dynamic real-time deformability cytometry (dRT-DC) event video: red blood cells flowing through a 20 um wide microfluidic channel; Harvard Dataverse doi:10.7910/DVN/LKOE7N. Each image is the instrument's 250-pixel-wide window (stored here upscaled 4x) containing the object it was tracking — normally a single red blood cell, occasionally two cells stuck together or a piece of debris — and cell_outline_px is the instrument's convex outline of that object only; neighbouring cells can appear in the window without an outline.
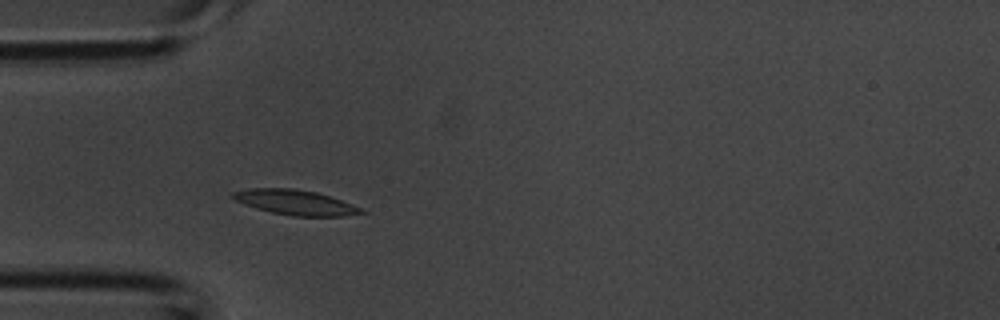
{"species": "common noctule bat (a hibernating species)", "species_latin": "Nyctalus noctula", "temperature_condition": "room temperature", "stored_images_in_passage": 38, "camera_frame_rate_fps": 3000, "um_per_image_px": 0.085, "animal": {"sex": "male", "body_mass_g": 20.1, "forearm_length_mm": 53.5}, "frame": {"image": 1, "passage_image": 8, "time_ms": 2.333, "image_size_px": [1000, 320], "cell_outline_px": [[368, 212], [344, 216], [292, 216], [272, 212], [256, 208], [244, 204], [228, 196], [232, 192], [248, 188], [292, 188], [316, 192], [364, 208]], "centroid_in_image_um": [25.1, 17.2], "position_along_channel_um": 59.9, "area_um2": 18.73}}
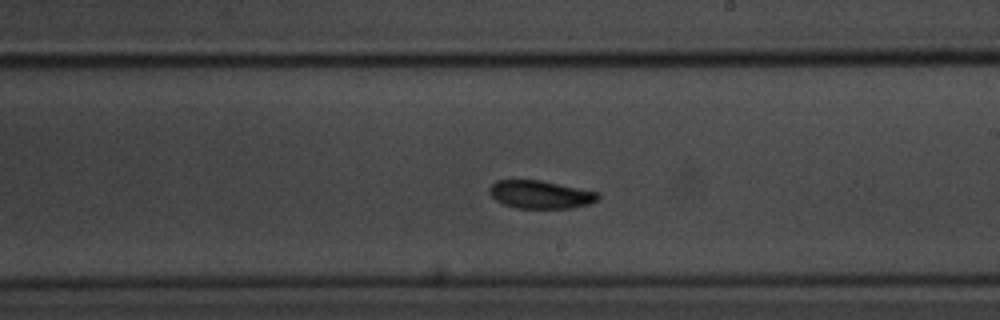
{"frame": {"image": 2, "passage_image": 20, "time_ms": 6.333, "image_size_px": [1000, 320], "cell_outline_px": [[600, 200], [588, 204], [572, 208], [516, 208], [504, 204], [496, 200], [488, 192], [488, 188], [496, 180], [540, 180], [600, 192]], "centroid_in_image_um": [45.96, 16.53], "position_along_channel_um": 243.0, "area_um2": 17.86}}
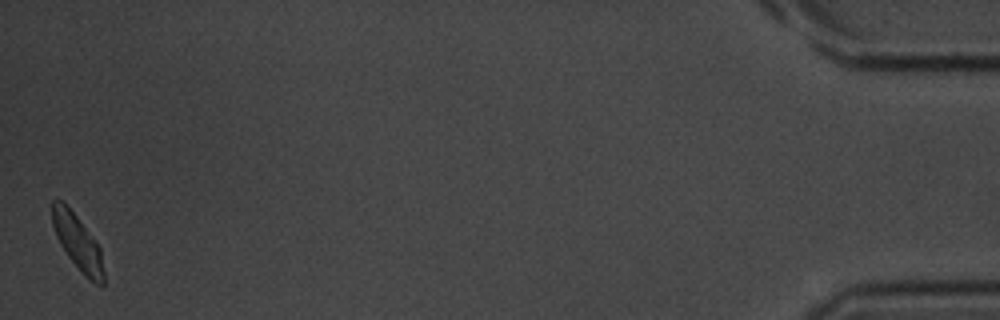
{"frame": {"image": 3, "passage_image": 38, "time_ms": 12.333, "image_size_px": [1000, 320], "cell_outline_px": [[104, 284], [96, 284], [88, 280], [80, 272], [68, 256], [60, 244], [56, 236], [52, 224], [52, 200], [60, 200], [76, 216], [100, 248], [104, 272]], "centroid_in_image_um": [6.6, 20.66], "position_along_channel_um": 428.6, "area_um2": 16.24}}